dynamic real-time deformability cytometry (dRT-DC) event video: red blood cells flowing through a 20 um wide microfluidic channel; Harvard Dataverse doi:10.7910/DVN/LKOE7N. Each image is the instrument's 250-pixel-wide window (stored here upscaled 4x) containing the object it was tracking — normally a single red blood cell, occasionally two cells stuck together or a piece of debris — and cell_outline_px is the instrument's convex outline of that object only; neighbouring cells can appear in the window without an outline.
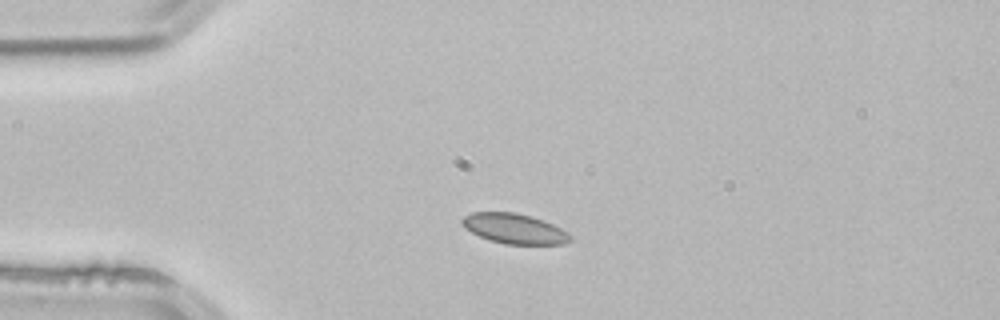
{"species": "common noctule bat (a hibernating species)", "species_latin": "Nyctalus noctula", "temperature_condition": "room temperature", "stored_images_in_passage": 2, "camera_frame_rate_fps": 3000, "um_per_image_px": 0.085, "animal": {"sex": "male", "body_mass_g": 21.5, "forearm_length_mm": 52.0}, "frame": {"image": 1, "passage_image": 1, "time_ms": 0.0, "image_size_px": [1000, 320], "cell_outline_px": [[572, 240], [564, 244], [504, 244], [488, 240], [464, 228], [460, 220], [464, 216], [472, 212], [516, 212], [532, 216], [544, 220], [568, 232], [572, 236]], "centroid_in_image_um": [43.72, 19.43], "position_along_channel_um": 41.3, "area_um2": 19.13}}
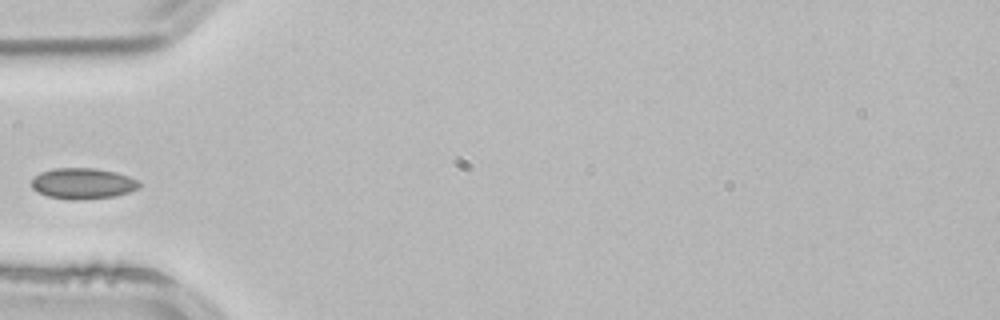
{"frame": {"image": 2, "passage_image": 2, "time_ms": 0.333, "image_size_px": [1000, 320], "cell_outline_px": [[140, 188], [128, 192], [112, 196], [80, 200], [72, 200], [48, 196], [32, 188], [32, 180], [40, 172], [52, 168], [96, 168], [116, 172], [128, 176], [136, 180], [140, 184]], "centroid_in_image_um": [7.04, 15.59], "position_along_channel_um": 78.0, "area_um2": 19.25}}